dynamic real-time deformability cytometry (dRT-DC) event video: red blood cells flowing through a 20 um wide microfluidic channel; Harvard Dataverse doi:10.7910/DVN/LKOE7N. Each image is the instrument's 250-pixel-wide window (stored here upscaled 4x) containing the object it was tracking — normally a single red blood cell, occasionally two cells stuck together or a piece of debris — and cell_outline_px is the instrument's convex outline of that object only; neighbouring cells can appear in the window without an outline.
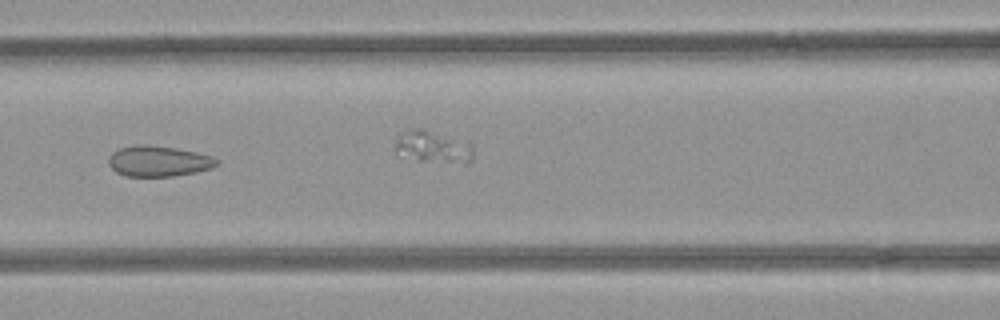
{"species": "common noctule bat (a hibernating species)", "species_latin": "Nyctalus noctula", "temperature_condition": "room temperature", "stored_images_in_passage": 8, "camera_frame_rate_fps": 3000, "um_per_image_px": 0.085, "animal": {"sex": "female", "body_mass_g": 21.9}, "frame": {"image": 1, "passage_image": 6, "time_ms": 1.667, "image_size_px": [1000, 320], "cell_outline_px": [[220, 160], [212, 168], [196, 172], [172, 176], [124, 176], [116, 172], [108, 164], [108, 156], [112, 152], [120, 148], [136, 144], [148, 144], [176, 148], [196, 152], [212, 156]], "centroid_in_image_um": [13.45, 13.69], "position_along_channel_um": 153.1, "area_um2": 19.48}}
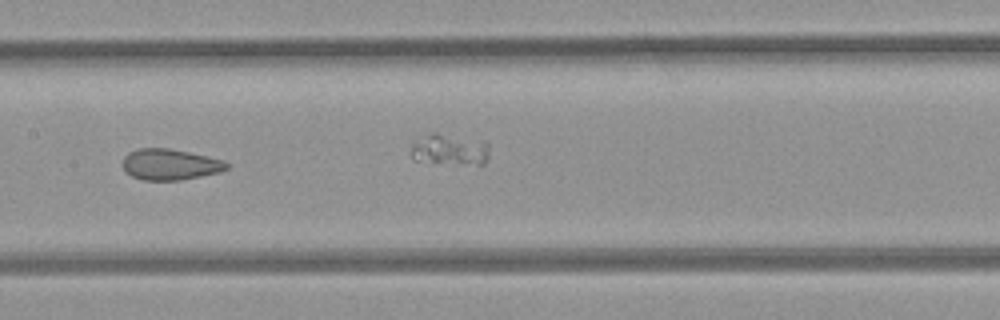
{"frame": {"image": 2, "passage_image": 7, "time_ms": 2.0, "image_size_px": [1000, 320], "cell_outline_px": [[228, 168], [220, 172], [180, 180], [144, 180], [132, 176], [124, 168], [124, 156], [128, 152], [140, 148], [168, 148], [188, 152], [224, 160], [228, 164]], "centroid_in_image_um": [14.47, 13.97], "position_along_channel_um": 192.9, "area_um2": 18.55}}